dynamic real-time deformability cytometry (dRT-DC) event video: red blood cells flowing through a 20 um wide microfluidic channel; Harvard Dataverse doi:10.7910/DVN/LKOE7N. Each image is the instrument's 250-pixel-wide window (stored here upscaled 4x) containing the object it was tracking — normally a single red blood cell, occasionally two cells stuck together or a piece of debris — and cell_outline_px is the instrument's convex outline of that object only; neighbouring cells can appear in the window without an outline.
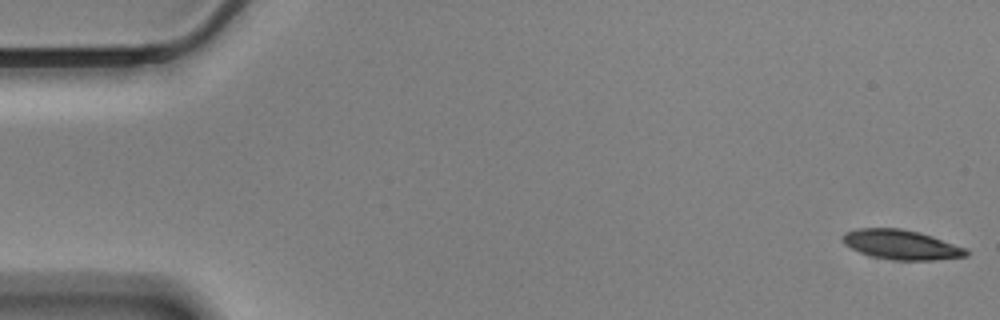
{"species": "Egyptian fruit bat (a non-hibernating species)", "species_latin": "Rousettus aegyptiacus", "temperature_condition": "cold", "stored_images_in_passage": 58, "camera_frame_rate_fps": 3000, "um_per_image_px": 0.085, "animal": {"sex": "male"}, "frame": {"image": 1, "passage_image": 1, "time_ms": 0.0, "image_size_px": [1000, 320], "cell_outline_px": [[968, 256], [936, 260], [892, 260], [872, 256], [860, 252], [844, 244], [840, 240], [840, 236], [844, 232], [856, 228], [900, 228], [920, 232], [968, 248]], "centroid_in_image_um": [76.59, 20.79], "position_along_channel_um": 8.4, "area_um2": 21.62}}
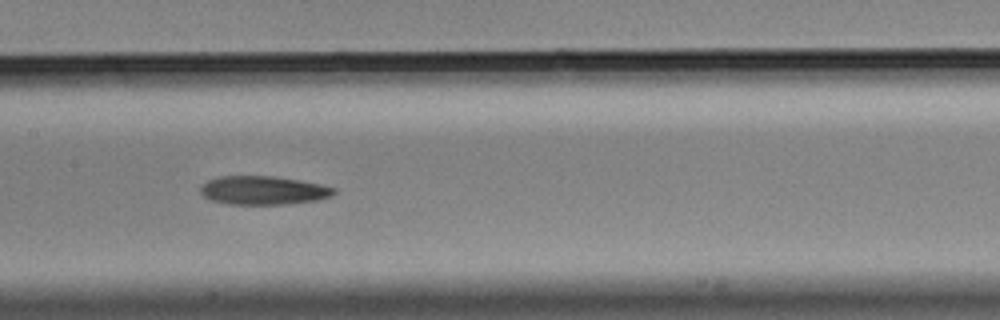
{"frame": {"image": 2, "passage_image": 28, "time_ms": 9.0, "image_size_px": [1000, 320], "cell_outline_px": [[336, 192], [332, 196], [316, 200], [288, 204], [228, 204], [212, 200], [204, 196], [200, 192], [200, 184], [208, 180], [220, 176], [272, 176], [300, 180], [320, 184], [336, 188]], "centroid_in_image_um": [22.37, 16.17], "position_along_channel_um": 185.0, "area_um2": 22.31}}
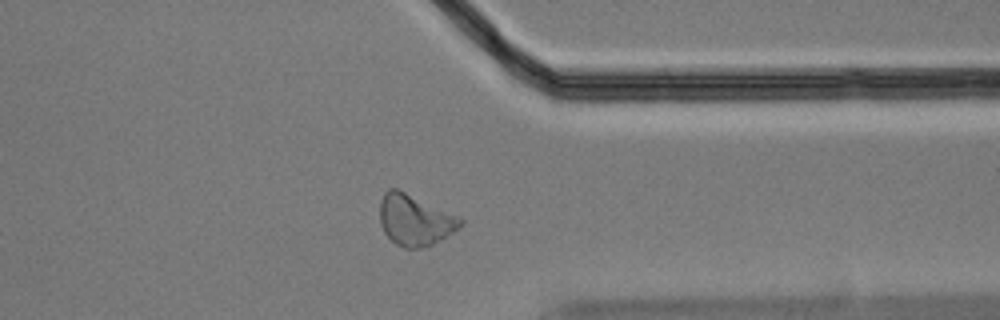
{"frame": {"image": 3, "passage_image": 45, "time_ms": 14.667, "image_size_px": [1000, 320], "cell_outline_px": [[464, 224], [452, 232], [432, 244], [424, 248], [404, 248], [396, 244], [384, 232], [380, 224], [380, 200], [384, 192], [388, 188], [396, 188], [460, 216], [464, 220]], "centroid_in_image_um": [35.26, 18.69], "position_along_channel_um": 376.1, "area_um2": 23.93}, "authors_computed_cell_mechanics": {"area_um2": 22.9177, "velocity_mm_per_s": 3.4494, "shape_relaxation_time_tau1_ms": 4.1411, "shape_relaxation_time_tau2_ms": null, "deformation_change_tau1": 0.1368, "deformation_change_tau2": null}}